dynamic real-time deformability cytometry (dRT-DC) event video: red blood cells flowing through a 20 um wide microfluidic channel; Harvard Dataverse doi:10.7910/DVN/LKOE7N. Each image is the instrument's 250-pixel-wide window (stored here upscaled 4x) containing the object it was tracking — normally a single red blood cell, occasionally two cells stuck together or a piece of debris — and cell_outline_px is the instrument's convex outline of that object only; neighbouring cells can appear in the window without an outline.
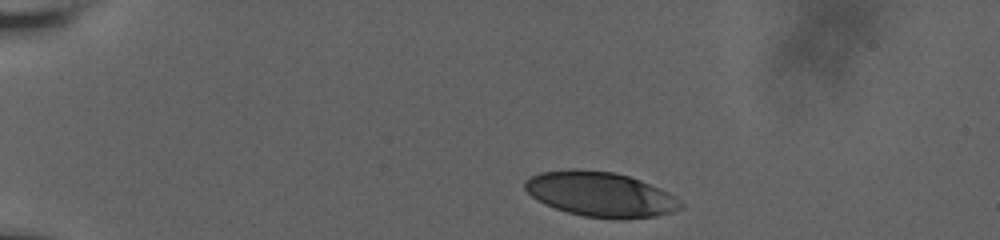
{"species": "human", "species_latin": "Homo sapiens", "temperature_condition": "room temperature", "stored_images_in_passage": 26, "camera_frame_rate_fps": 3000, "um_per_image_px": 0.085, "donor": {"sex": "male"}, "frame": {"image": 1, "passage_image": 1, "time_ms": 0.0, "image_size_px": [1000, 240], "cell_outline_px": [[684, 204], [680, 208], [656, 216], [624, 220], [584, 216], [568, 212], [544, 204], [536, 200], [524, 188], [524, 180], [540, 172], [568, 168], [576, 168], [612, 172], [628, 176], [640, 180], [660, 188], [676, 196]], "centroid_in_image_um": [51.02, 16.51], "position_along_channel_um": 34.0, "area_um2": 40.86}}
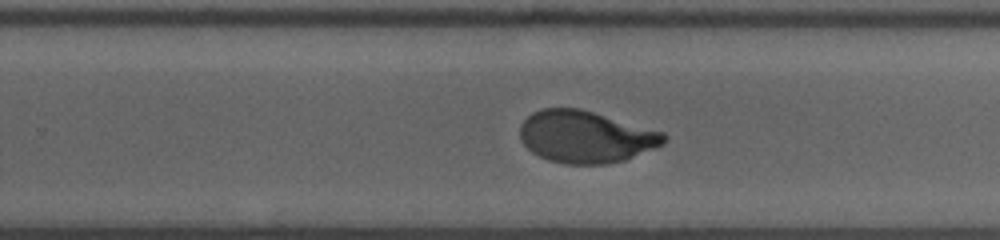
{"frame": {"image": 2, "passage_image": 15, "time_ms": 8.667, "image_size_px": [1000, 240], "cell_outline_px": [[668, 136], [664, 144], [624, 160], [604, 164], [564, 164], [548, 160], [532, 152], [524, 144], [520, 136], [520, 124], [532, 112], [544, 108], [580, 108], [664, 132]], "centroid_in_image_um": [49.78, 11.62], "position_along_channel_um": 280.0, "area_um2": 43.58}}
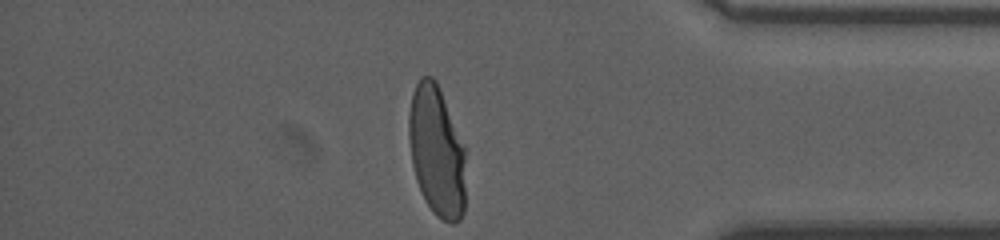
{"frame": {"image": 3, "passage_image": 26, "time_ms": 12.333, "image_size_px": [1000, 240], "cell_outline_px": [[464, 212], [460, 220], [452, 224], [436, 216], [424, 200], [420, 192], [416, 180], [412, 164], [408, 136], [408, 116], [412, 92], [420, 76], [432, 76], [436, 80], [464, 148]], "centroid_in_image_um": [37.08, 12.87], "position_along_channel_um": 398.1, "area_um2": 43.12}, "authors_computed_cell_mechanics": {"area_um2": 44.3037, "velocity_mm_per_s": 3.7496, "shape_relaxation_time_tau1_ms": 6.0139, "shape_relaxation_time_tau2_ms": null, "deformation_change_tau1": 0.2025, "deformation_change_tau2": null}}